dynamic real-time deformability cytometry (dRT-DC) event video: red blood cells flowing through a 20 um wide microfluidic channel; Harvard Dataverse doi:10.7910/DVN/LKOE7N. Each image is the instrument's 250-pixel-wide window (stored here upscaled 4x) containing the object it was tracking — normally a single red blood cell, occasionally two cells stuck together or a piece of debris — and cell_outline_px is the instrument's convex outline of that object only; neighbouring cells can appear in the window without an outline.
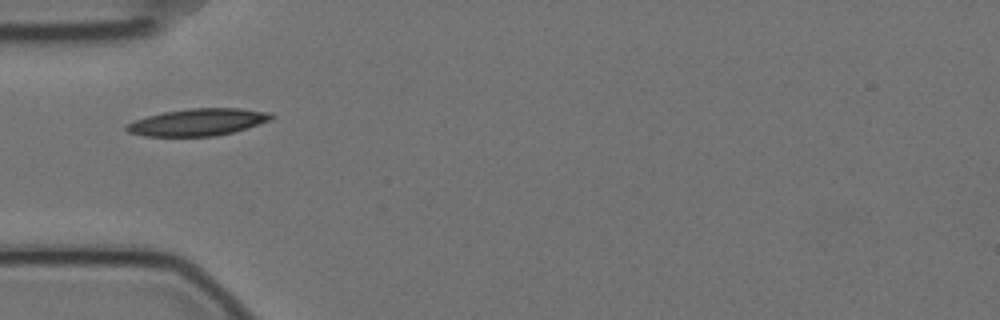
{"species": "Egyptian fruit bat (a non-hibernating species)", "species_latin": "Rousettus aegyptiacus", "temperature_condition": "cold", "stored_images_in_passage": 5, "camera_frame_rate_fps": 3000, "um_per_image_px": 0.085, "animal": {"sex": "female"}, "frame": {"image": 1, "passage_image": 5, "time_ms": 1.333, "image_size_px": [1000, 320], "cell_outline_px": [[276, 116], [272, 120], [232, 132], [216, 136], [144, 136], [128, 132], [124, 128], [124, 124], [148, 116], [164, 112], [192, 108], [240, 108], [268, 112]], "centroid_in_image_um": [16.82, 10.38], "position_along_channel_um": 68.2, "area_um2": 22.77}}